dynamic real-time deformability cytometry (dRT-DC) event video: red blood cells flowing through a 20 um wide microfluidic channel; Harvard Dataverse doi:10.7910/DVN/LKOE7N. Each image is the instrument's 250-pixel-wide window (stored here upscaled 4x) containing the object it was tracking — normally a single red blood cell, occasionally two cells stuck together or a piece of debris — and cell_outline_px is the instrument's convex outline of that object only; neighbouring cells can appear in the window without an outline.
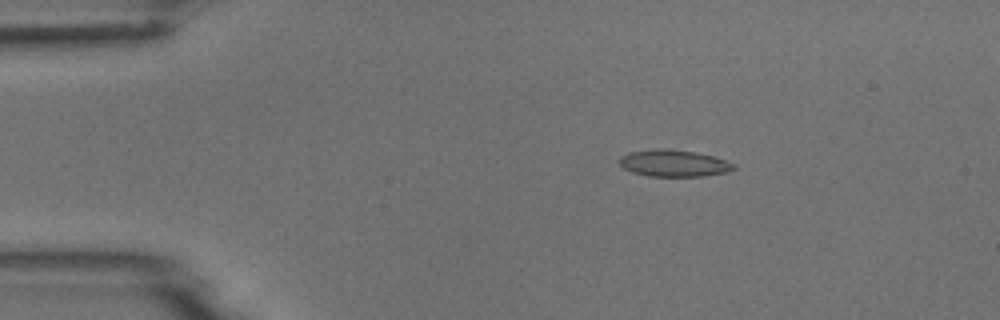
{"species": "common noctule bat (a hibernating species)", "species_latin": "Nyctalus noctula", "temperature_condition": "room temperature", "stored_images_in_passage": 7, "camera_frame_rate_fps": 3000, "um_per_image_px": 0.085, "animal": {"sex": "male", "body_mass_g": 18.8}, "frame": {"image": 1, "passage_image": 3, "time_ms": 2.333, "image_size_px": [1000, 320], "cell_outline_px": [[736, 168], [728, 172], [704, 176], [648, 176], [632, 172], [624, 168], [620, 164], [620, 156], [628, 152], [656, 148], [664, 148], [696, 152], [712, 156], [736, 164]], "centroid_in_image_um": [57.27, 13.87], "position_along_channel_um": 27.7, "area_um2": 17.92}}
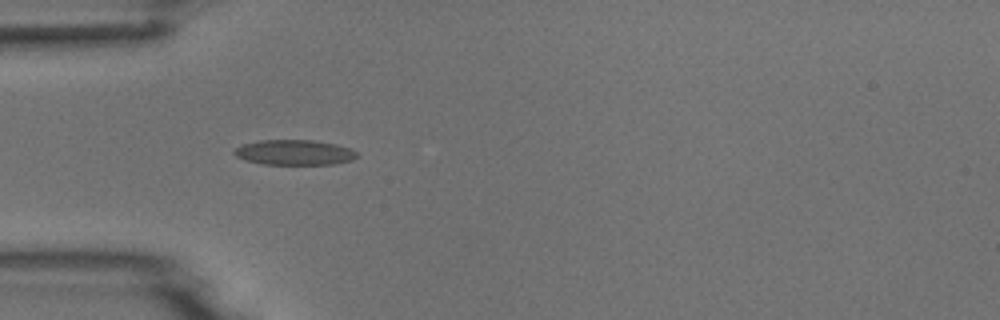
{"frame": {"image": 2, "passage_image": 5, "time_ms": 4.667, "image_size_px": [1000, 320], "cell_outline_px": [[356, 156], [352, 160], [332, 164], [260, 164], [244, 160], [236, 156], [232, 152], [240, 144], [260, 140], [312, 140], [336, 144], [352, 148], [356, 152]], "centroid_in_image_um": [24.98, 12.95], "position_along_channel_um": 60.0, "area_um2": 18.09}}